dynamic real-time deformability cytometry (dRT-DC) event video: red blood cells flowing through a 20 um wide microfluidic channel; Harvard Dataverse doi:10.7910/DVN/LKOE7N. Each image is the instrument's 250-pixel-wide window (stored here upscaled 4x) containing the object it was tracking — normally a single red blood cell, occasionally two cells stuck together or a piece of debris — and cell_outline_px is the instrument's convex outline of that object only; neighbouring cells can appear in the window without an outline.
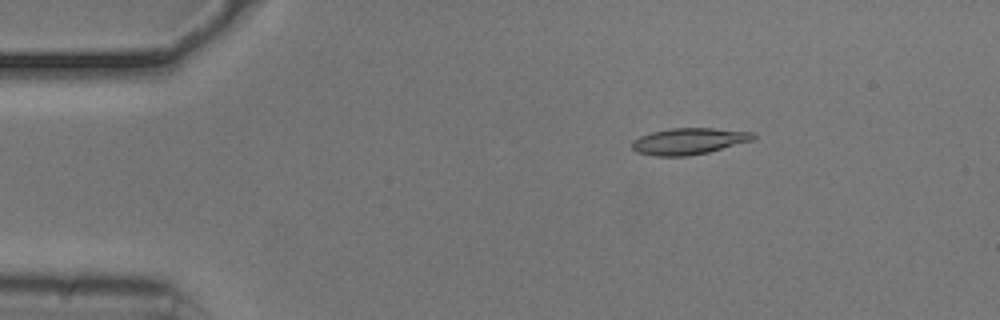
{"species": "common noctule bat (a hibernating species)", "species_latin": "Nyctalus noctula", "temperature_condition": "cold", "stored_images_in_passage": 46, "camera_frame_rate_fps": 3000, "um_per_image_px": 0.085, "animal": {"sex": "male", "body_mass_g": 20.5, "forearm_length_mm": 52.5}, "frame": {"image": 1, "passage_image": 1, "time_ms": 0.0, "image_size_px": [1000, 320], "cell_outline_px": [[756, 136], [752, 140], [708, 152], [688, 156], [656, 156], [636, 152], [632, 148], [632, 140], [640, 136], [652, 132], [672, 128], [712, 128], [752, 132]], "centroid_in_image_um": [58.51, 12.0], "position_along_channel_um": 26.5, "area_um2": 18.5}}
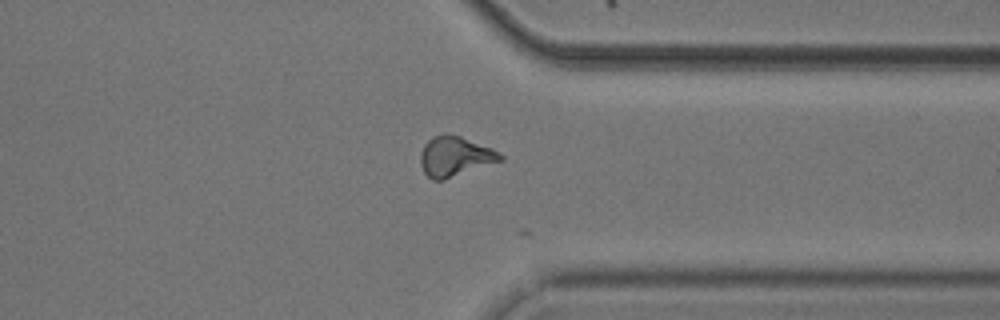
{"frame": {"image": 2, "passage_image": 34, "time_ms": 11.0, "image_size_px": [1000, 320], "cell_outline_px": [[504, 160], [444, 180], [432, 180], [424, 172], [420, 164], [420, 152], [424, 144], [432, 136], [444, 132], [460, 136], [492, 148], [504, 156]], "centroid_in_image_um": [38.66, 13.29], "position_along_channel_um": 372.7, "area_um2": 18.84}}
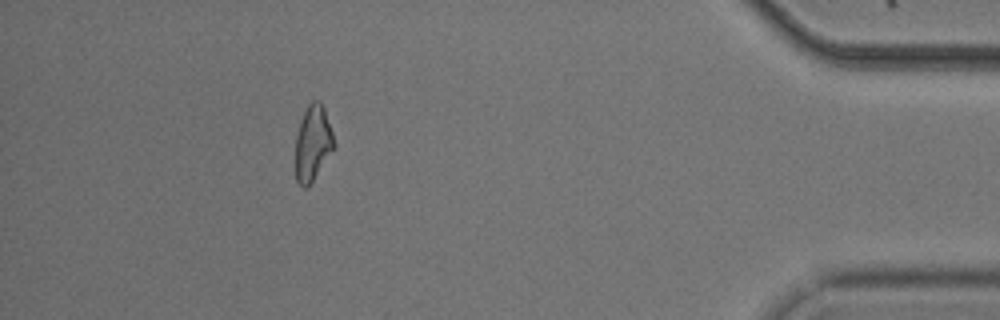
{"frame": {"image": 3, "passage_image": 41, "time_ms": 13.333, "image_size_px": [1000, 320], "cell_outline_px": [[336, 144], [312, 180], [304, 188], [296, 180], [296, 136], [300, 120], [308, 104], [312, 100], [320, 100], [324, 108]], "centroid_in_image_um": [26.58, 12.1], "position_along_channel_um": 408.6, "area_um2": 16.53}}